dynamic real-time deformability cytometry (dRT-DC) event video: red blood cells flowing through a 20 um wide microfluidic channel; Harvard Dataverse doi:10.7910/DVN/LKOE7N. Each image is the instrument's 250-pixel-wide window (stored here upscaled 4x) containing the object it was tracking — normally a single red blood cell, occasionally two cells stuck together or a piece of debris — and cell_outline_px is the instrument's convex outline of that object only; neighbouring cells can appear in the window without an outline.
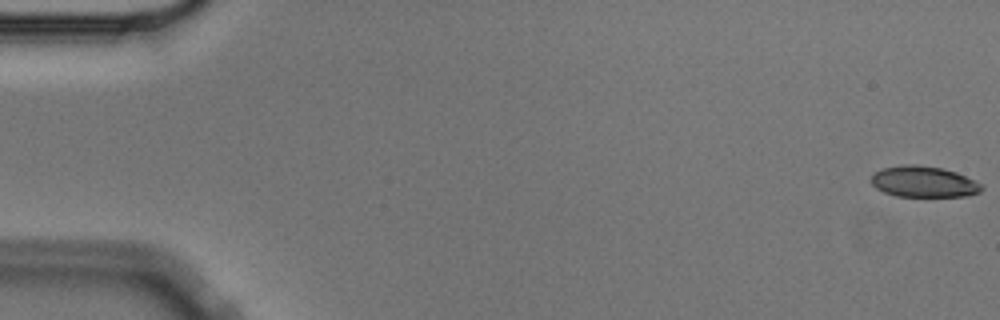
{"species": "Egyptian fruit bat (a non-hibernating species)", "species_latin": "Rousettus aegyptiacus", "temperature_condition": "cold", "stored_images_in_passage": 56, "camera_frame_rate_fps": 3000, "um_per_image_px": 0.085, "animal": {"sex": "male"}, "frame": {"image": 1, "passage_image": 1, "time_ms": 0.0, "image_size_px": [1000, 320], "cell_outline_px": [[984, 188], [980, 192], [964, 196], [896, 196], [884, 192], [876, 188], [872, 184], [872, 176], [880, 168], [904, 164], [916, 164], [940, 168], [956, 172], [980, 184]], "centroid_in_image_um": [78.48, 15.44], "position_along_channel_um": 6.5, "area_um2": 19.77}}
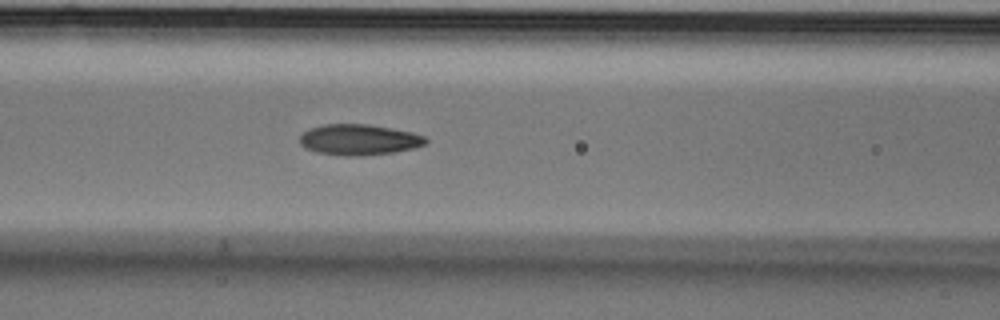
{"frame": {"image": 2, "passage_image": 24, "time_ms": 7.667, "image_size_px": [1000, 320], "cell_outline_px": [[428, 140], [424, 144], [416, 148], [396, 152], [360, 156], [348, 156], [316, 152], [304, 148], [300, 144], [300, 136], [308, 128], [324, 124], [368, 124], [392, 128], [412, 132], [424, 136]], "centroid_in_image_um": [30.51, 11.87], "position_along_channel_um": 136.1, "area_um2": 22.77}}
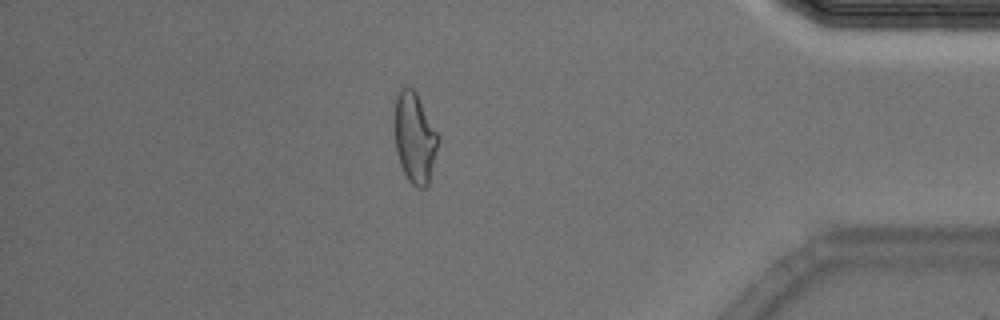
{"frame": {"image": 3, "passage_image": 49, "time_ms": 16.0, "image_size_px": [1000, 320], "cell_outline_px": [[440, 136], [428, 184], [424, 188], [416, 188], [408, 180], [400, 164], [396, 152], [396, 96], [400, 88], [412, 88], [416, 92]], "centroid_in_image_um": [35.27, 11.73], "position_along_channel_um": 399.9, "area_um2": 22.6}, "authors_computed_cell_mechanics": {"area_um2": 22.1663, "velocity_mm_per_s": 3.5864, "shape_relaxation_time_tau1_ms": 5.9385, "shape_relaxation_time_tau2_ms": 2.4973, "deformation_change_tau1": 0.1752, "deformation_change_tau2": 0.0959}}